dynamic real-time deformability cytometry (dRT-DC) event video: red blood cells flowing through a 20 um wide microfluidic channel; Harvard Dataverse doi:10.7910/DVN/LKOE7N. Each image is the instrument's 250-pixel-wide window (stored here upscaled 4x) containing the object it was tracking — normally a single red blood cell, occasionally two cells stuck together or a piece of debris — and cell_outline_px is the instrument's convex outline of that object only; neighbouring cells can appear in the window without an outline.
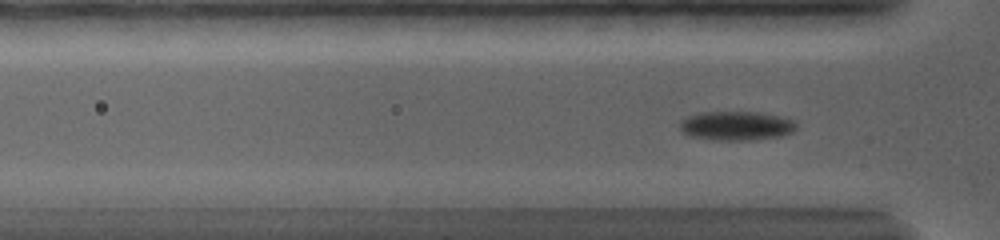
{"species": "common noctule bat (a hibernating species)", "species_latin": "Nyctalus noctula", "temperature_condition": "warm", "stored_images_in_passage": 54, "camera_frame_rate_fps": 5000, "um_per_image_px": 0.085, "animal": {"sex": "female", "body_mass_g": 19.0, "forearm_length_mm": 56.7}, "frame": {"image": 1, "passage_image": 13, "time_ms": 3.4, "image_size_px": [1000, 240], "cell_outline_px": [[796, 128], [792, 132], [780, 136], [748, 140], [720, 140], [688, 136], [680, 128], [680, 120], [696, 112], [760, 112], [780, 116], [796, 120]], "centroid_in_image_um": [62.59, 10.68], "position_along_channel_um": 63.2, "area_um2": 19.83}}
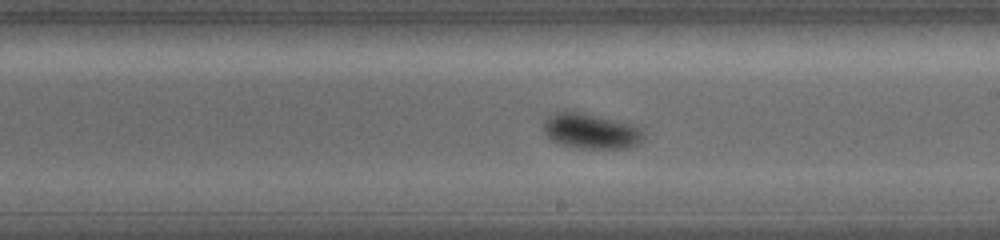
{"frame": {"image": 2, "passage_image": 31, "time_ms": 8.2, "image_size_px": [1000, 240], "cell_outline_px": [[644, 136], [636, 144], [620, 148], [580, 148], [556, 144], [544, 132], [544, 120], [548, 116], [556, 112], [584, 112], [636, 124], [644, 132]], "centroid_in_image_um": [50.22, 11.13], "position_along_channel_um": 238.8, "area_um2": 20.63}}
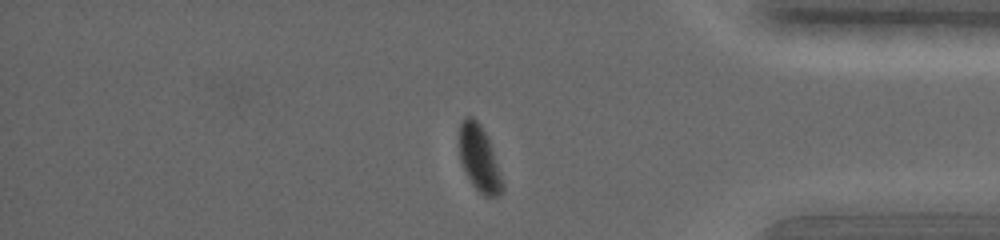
{"frame": {"image": 3, "passage_image": 48, "time_ms": 13.0, "image_size_px": [1000, 240], "cell_outline_px": [[504, 192], [496, 196], [484, 196], [468, 180], [460, 160], [460, 124], [464, 116], [472, 116], [480, 124], [488, 140], [504, 184]], "centroid_in_image_um": [40.73, 13.5], "position_along_channel_um": 394.5, "area_um2": 16.3}, "authors_computed_cell_mechanics": {"area_um2": 19.1029, "velocity_mm_per_s": 3.6656, "shape_relaxation_time_tau1_ms": 3.6132, "shape_relaxation_time_tau2_ms": null, "deformation_change_tau1": 0.1169, "deformation_change_tau2": null}}